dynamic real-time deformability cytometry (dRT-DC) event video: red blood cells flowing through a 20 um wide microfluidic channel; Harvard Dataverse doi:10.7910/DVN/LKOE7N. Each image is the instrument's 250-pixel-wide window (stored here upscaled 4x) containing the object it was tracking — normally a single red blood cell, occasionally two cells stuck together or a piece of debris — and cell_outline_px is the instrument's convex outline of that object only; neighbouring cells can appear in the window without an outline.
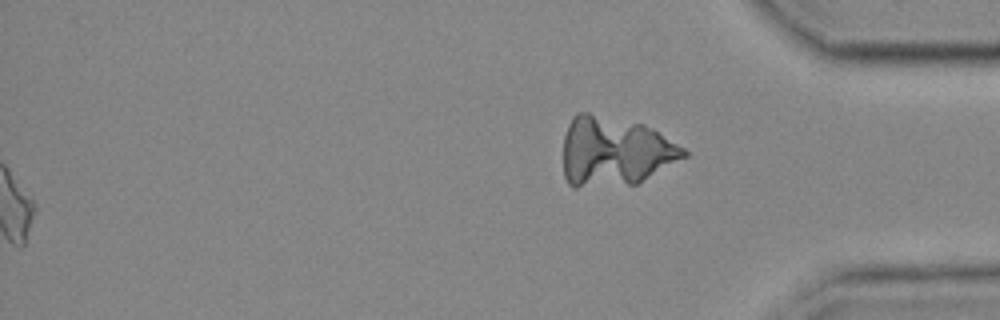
{"species": "common noctule bat (a hibernating species)", "species_latin": "Nyctalus noctula", "temperature_condition": "cold", "stored_images_in_passage": 57, "segment_of_instrument_passage": [2, 2], "camera_frame_rate_fps": 3000, "um_per_image_px": 0.085, "animal": {"sex": "female", "body_mass_g": 25.1}, "frame": {"image": 1, "passage_image": 57, "time_ms": 18.667, "image_size_px": [1000, 320], "cell_outline_px": [[688, 156], [636, 184], [576, 188], [572, 188], [568, 184], [564, 176], [564, 136], [568, 124], [572, 116], [576, 112], [588, 112], [644, 124], [652, 128], [684, 148], [688, 152]], "centroid_in_image_um": [52.23, 12.88], "position_along_channel_um": 383.0, "area_um2": 49.01}}